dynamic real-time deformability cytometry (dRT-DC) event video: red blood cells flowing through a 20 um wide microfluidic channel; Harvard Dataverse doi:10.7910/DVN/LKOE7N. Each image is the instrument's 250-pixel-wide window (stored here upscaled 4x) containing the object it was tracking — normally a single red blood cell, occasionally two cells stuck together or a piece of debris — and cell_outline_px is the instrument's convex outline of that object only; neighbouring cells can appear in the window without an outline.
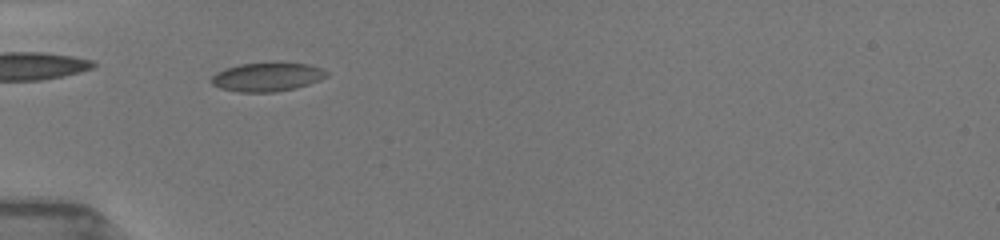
{"species": "common noctule bat (a hibernating species)", "species_latin": "Nyctalus noctula", "temperature_condition": "room temperature", "stored_images_in_passage": 38, "camera_frame_rate_fps": 3000, "um_per_image_px": 0.085, "animal": {"sex": "female", "body_mass_g": 19.5, "forearm_length_mm": 54.1}, "frame": {"image": 1, "passage_image": 3, "time_ms": 0.667, "image_size_px": [1000, 240], "cell_outline_px": [[328, 76], [320, 80], [296, 88], [276, 92], [240, 92], [220, 88], [212, 84], [208, 80], [216, 72], [224, 68], [240, 64], [268, 60], [280, 60], [308, 64], [324, 68], [328, 72]], "centroid_in_image_um": [22.73, 6.49], "position_along_channel_um": 62.3, "area_um2": 20.35}}
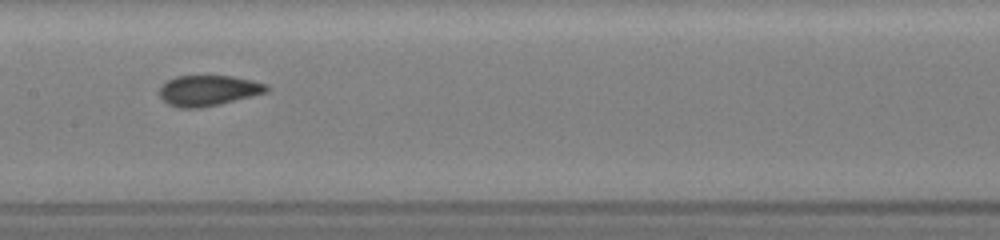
{"frame": {"image": 2, "passage_image": 13, "time_ms": 4.0, "image_size_px": [1000, 240], "cell_outline_px": [[272, 88], [268, 92], [220, 104], [200, 108], [176, 108], [168, 104], [160, 96], [160, 84], [176, 76], [232, 76], [252, 80], [268, 84]], "centroid_in_image_um": [17.73, 7.69], "position_along_channel_um": 189.7, "area_um2": 19.31}}
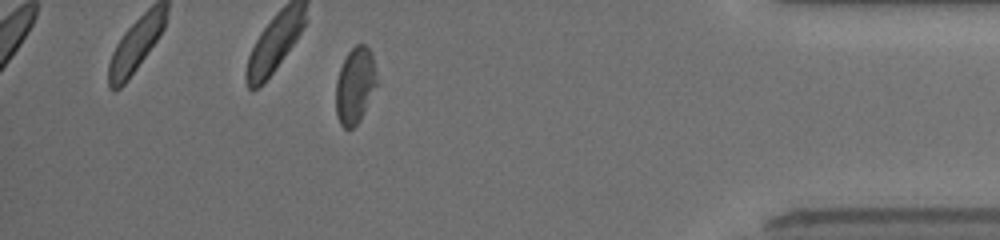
{"frame": {"image": 3, "passage_image": 32, "time_ms": 10.333, "image_size_px": [1000, 240], "cell_outline_px": [[380, 84], [360, 120], [352, 128], [344, 128], [340, 124], [336, 116], [336, 80], [340, 68], [348, 52], [356, 44], [364, 44], [368, 48], [372, 56]], "centroid_in_image_um": [30.22, 7.29], "position_along_channel_um": 405.0, "area_um2": 18.61}, "authors_computed_cell_mechanics": {"area_um2": 19.2474, "velocity_mm_per_s": 3.9775, "shape_relaxation_time_tau1_ms": 5.885, "shape_relaxation_time_tau2_ms": 1.9539, "deformation_change_tau1": 0.1126, "deformation_change_tau2": 0.0639}}